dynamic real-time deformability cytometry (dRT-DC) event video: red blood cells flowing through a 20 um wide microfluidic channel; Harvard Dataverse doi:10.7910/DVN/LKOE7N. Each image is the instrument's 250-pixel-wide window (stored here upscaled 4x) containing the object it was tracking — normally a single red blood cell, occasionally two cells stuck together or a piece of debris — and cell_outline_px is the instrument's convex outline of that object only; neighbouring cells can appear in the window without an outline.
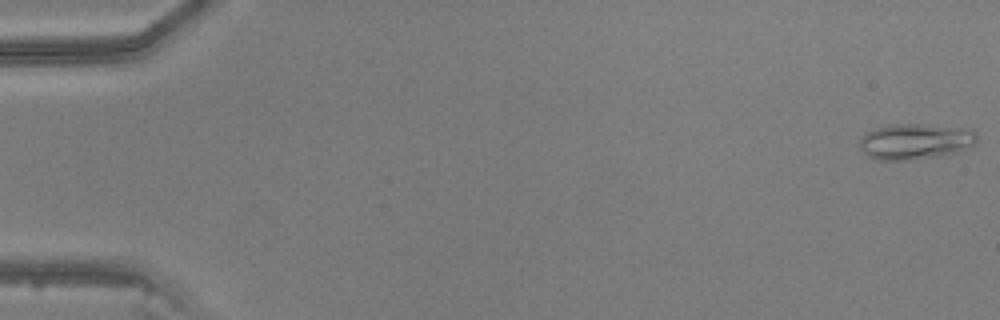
{"species": "common noctule bat (a hibernating species)", "species_latin": "Nyctalus noctula", "temperature_condition": "warm", "stored_images_in_passage": 7, "camera_frame_rate_fps": 3000, "um_per_image_px": 0.085, "animal": {"sex": "male", "body_mass_g": 20.5, "forearm_length_mm": 52.5}, "frame": {"image": 1, "passage_image": 1, "time_ms": 0.0, "image_size_px": [1000, 320], "cell_outline_px": [[976, 144], [956, 152], [940, 156], [908, 160], [880, 160], [868, 156], [860, 148], [860, 140], [868, 132], [876, 128], [892, 124], [920, 124], [972, 128], [976, 132]], "centroid_in_image_um": [77.84, 12.02], "position_along_channel_um": 7.2, "area_um2": 24.45}}